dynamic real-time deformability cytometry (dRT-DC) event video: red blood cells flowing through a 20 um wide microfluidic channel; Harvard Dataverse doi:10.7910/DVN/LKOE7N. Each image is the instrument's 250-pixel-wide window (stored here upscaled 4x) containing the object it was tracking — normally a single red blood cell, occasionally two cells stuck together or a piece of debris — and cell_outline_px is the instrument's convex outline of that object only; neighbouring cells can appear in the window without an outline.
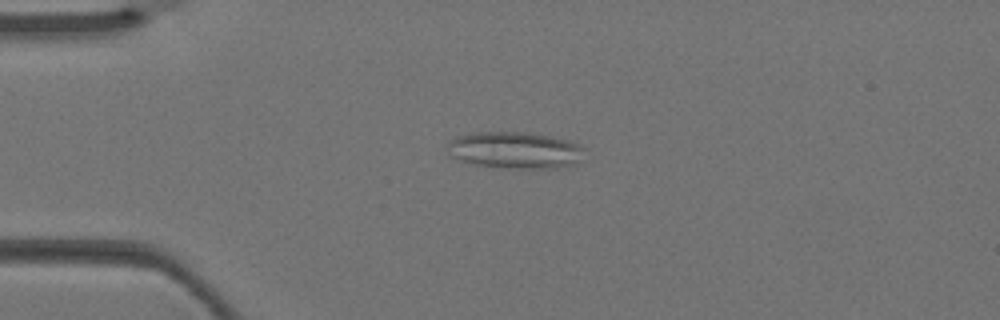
{"species": "Egyptian fruit bat (a non-hibernating species)", "species_latin": "Rousettus aegyptiacus", "temperature_condition": "warm", "stored_images_in_passage": 7, "camera_frame_rate_fps": 3000, "um_per_image_px": 0.085, "animal": {"sex": "female"}, "frame": {"image": 1, "passage_image": 6, "time_ms": 1.667, "image_size_px": [1000, 320], "cell_outline_px": [[584, 160], [572, 164], [556, 168], [508, 168], [476, 164], [460, 160], [448, 156], [448, 140], [456, 136], [476, 132], [524, 132], [552, 136], [568, 140], [580, 144], [584, 148]], "centroid_in_image_um": [43.79, 12.76], "position_along_channel_um": 41.2, "area_um2": 29.59}}